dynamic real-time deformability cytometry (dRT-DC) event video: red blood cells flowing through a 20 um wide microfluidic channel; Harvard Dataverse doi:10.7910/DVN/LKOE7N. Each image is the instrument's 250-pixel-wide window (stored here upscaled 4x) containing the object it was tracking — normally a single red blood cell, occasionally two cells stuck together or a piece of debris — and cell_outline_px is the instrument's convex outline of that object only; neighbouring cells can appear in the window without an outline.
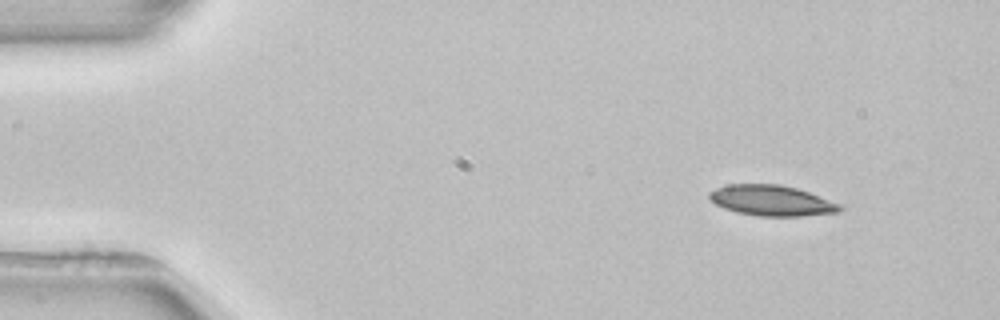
{"species": "common noctule bat (a hibernating species)", "species_latin": "Nyctalus noctula", "temperature_condition": "room temperature", "stored_images_in_passage": 4, "segment_of_instrument_passage": [2, 2], "camera_frame_rate_fps": 3000, "um_per_image_px": 0.085, "animal": {"sex": "female", "body_mass_g": 22.7, "forearm_length_mm": 54.2}, "frame": {"image": 1, "passage_image": 4, "time_ms": 5.333, "image_size_px": [1000, 320], "cell_outline_px": [[844, 208], [836, 212], [800, 216], [760, 216], [736, 212], [724, 208], [716, 204], [708, 196], [708, 192], [716, 188], [728, 184], [780, 184], [796, 188], [808, 192], [840, 204]], "centroid_in_image_um": [65.55, 17.04], "position_along_channel_um": 19.4, "area_um2": 23.06}}